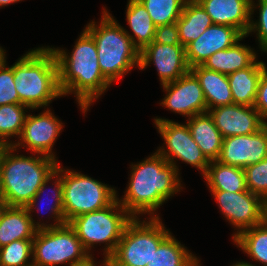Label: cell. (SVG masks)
I'll list each match as a JSON object with an SVG mask.
<instances>
[{
	"label": "cell",
	"instance_id": "1",
	"mask_svg": "<svg viewBox=\"0 0 267 266\" xmlns=\"http://www.w3.org/2000/svg\"><path fill=\"white\" fill-rule=\"evenodd\" d=\"M81 33L71 54L65 50L51 48L58 64L59 87L62 95L75 94L83 113L112 84L101 72L97 47L92 35Z\"/></svg>",
	"mask_w": 267,
	"mask_h": 266
},
{
	"label": "cell",
	"instance_id": "2",
	"mask_svg": "<svg viewBox=\"0 0 267 266\" xmlns=\"http://www.w3.org/2000/svg\"><path fill=\"white\" fill-rule=\"evenodd\" d=\"M131 168L128 188L119 203L133 218L143 213L159 218L154 215L156 209L182 188L176 167L156 151Z\"/></svg>",
	"mask_w": 267,
	"mask_h": 266
},
{
	"label": "cell",
	"instance_id": "3",
	"mask_svg": "<svg viewBox=\"0 0 267 266\" xmlns=\"http://www.w3.org/2000/svg\"><path fill=\"white\" fill-rule=\"evenodd\" d=\"M16 150L12 145L0 146V195L7 206L26 207L56 171L58 161L41 154L15 155Z\"/></svg>",
	"mask_w": 267,
	"mask_h": 266
},
{
	"label": "cell",
	"instance_id": "4",
	"mask_svg": "<svg viewBox=\"0 0 267 266\" xmlns=\"http://www.w3.org/2000/svg\"><path fill=\"white\" fill-rule=\"evenodd\" d=\"M13 77L20 102L32 110L63 96L56 56L49 46L32 49L19 58L13 64Z\"/></svg>",
	"mask_w": 267,
	"mask_h": 266
},
{
	"label": "cell",
	"instance_id": "5",
	"mask_svg": "<svg viewBox=\"0 0 267 266\" xmlns=\"http://www.w3.org/2000/svg\"><path fill=\"white\" fill-rule=\"evenodd\" d=\"M101 23L90 22L85 29L92 35L102 74L111 82L122 78L136 65L140 51L133 45L125 29L103 8Z\"/></svg>",
	"mask_w": 267,
	"mask_h": 266
},
{
	"label": "cell",
	"instance_id": "6",
	"mask_svg": "<svg viewBox=\"0 0 267 266\" xmlns=\"http://www.w3.org/2000/svg\"><path fill=\"white\" fill-rule=\"evenodd\" d=\"M132 219L117 198L103 209L74 217L68 224L89 254L94 244L105 243L104 257L109 258L115 252L126 225Z\"/></svg>",
	"mask_w": 267,
	"mask_h": 266
},
{
	"label": "cell",
	"instance_id": "7",
	"mask_svg": "<svg viewBox=\"0 0 267 266\" xmlns=\"http://www.w3.org/2000/svg\"><path fill=\"white\" fill-rule=\"evenodd\" d=\"M142 222L133 218L125 227L115 252L109 257L110 266H146L158 246L171 234L160 218Z\"/></svg>",
	"mask_w": 267,
	"mask_h": 266
},
{
	"label": "cell",
	"instance_id": "8",
	"mask_svg": "<svg viewBox=\"0 0 267 266\" xmlns=\"http://www.w3.org/2000/svg\"><path fill=\"white\" fill-rule=\"evenodd\" d=\"M56 171L62 177L63 210L67 223L74 217L103 209L118 198L114 188L80 172L62 169L59 164Z\"/></svg>",
	"mask_w": 267,
	"mask_h": 266
},
{
	"label": "cell",
	"instance_id": "9",
	"mask_svg": "<svg viewBox=\"0 0 267 266\" xmlns=\"http://www.w3.org/2000/svg\"><path fill=\"white\" fill-rule=\"evenodd\" d=\"M33 266H56L85 261L89 254L68 224L37 230L33 239Z\"/></svg>",
	"mask_w": 267,
	"mask_h": 266
},
{
	"label": "cell",
	"instance_id": "10",
	"mask_svg": "<svg viewBox=\"0 0 267 266\" xmlns=\"http://www.w3.org/2000/svg\"><path fill=\"white\" fill-rule=\"evenodd\" d=\"M156 128L164 139L167 150L160 147L157 152L164 157L168 163L178 166L174 159L182 160L191 166L199 169L205 175L210 161L202 153L197 143L192 138L188 125L179 124L169 119L154 118Z\"/></svg>",
	"mask_w": 267,
	"mask_h": 266
},
{
	"label": "cell",
	"instance_id": "11",
	"mask_svg": "<svg viewBox=\"0 0 267 266\" xmlns=\"http://www.w3.org/2000/svg\"><path fill=\"white\" fill-rule=\"evenodd\" d=\"M219 204L226 219L238 230L233 238L242 231L259 225L266 220V202L249 190L241 192L210 191Z\"/></svg>",
	"mask_w": 267,
	"mask_h": 266
},
{
	"label": "cell",
	"instance_id": "12",
	"mask_svg": "<svg viewBox=\"0 0 267 266\" xmlns=\"http://www.w3.org/2000/svg\"><path fill=\"white\" fill-rule=\"evenodd\" d=\"M50 111L44 110L37 116L27 115L19 136L20 142L19 140L17 143L13 142L12 147L16 149L20 145L21 147L26 145L28 151L56 159L52 147L62 130L63 123Z\"/></svg>",
	"mask_w": 267,
	"mask_h": 266
},
{
	"label": "cell",
	"instance_id": "13",
	"mask_svg": "<svg viewBox=\"0 0 267 266\" xmlns=\"http://www.w3.org/2000/svg\"><path fill=\"white\" fill-rule=\"evenodd\" d=\"M162 86L167 94L160 105L188 118L207 112L200 82L191 70L176 81Z\"/></svg>",
	"mask_w": 267,
	"mask_h": 266
},
{
	"label": "cell",
	"instance_id": "14",
	"mask_svg": "<svg viewBox=\"0 0 267 266\" xmlns=\"http://www.w3.org/2000/svg\"><path fill=\"white\" fill-rule=\"evenodd\" d=\"M267 157V124L257 133L223 138L220 163L246 168Z\"/></svg>",
	"mask_w": 267,
	"mask_h": 266
},
{
	"label": "cell",
	"instance_id": "15",
	"mask_svg": "<svg viewBox=\"0 0 267 266\" xmlns=\"http://www.w3.org/2000/svg\"><path fill=\"white\" fill-rule=\"evenodd\" d=\"M152 61L161 85L176 81L190 70L186 61L185 47L182 45H166L152 41L140 51L139 69H145Z\"/></svg>",
	"mask_w": 267,
	"mask_h": 266
},
{
	"label": "cell",
	"instance_id": "16",
	"mask_svg": "<svg viewBox=\"0 0 267 266\" xmlns=\"http://www.w3.org/2000/svg\"><path fill=\"white\" fill-rule=\"evenodd\" d=\"M208 113L223 138L257 133L267 124L254 106L231 104L211 108Z\"/></svg>",
	"mask_w": 267,
	"mask_h": 266
},
{
	"label": "cell",
	"instance_id": "17",
	"mask_svg": "<svg viewBox=\"0 0 267 266\" xmlns=\"http://www.w3.org/2000/svg\"><path fill=\"white\" fill-rule=\"evenodd\" d=\"M245 37L247 35L244 36L234 27L218 24L209 26L185 48L189 68L202 65L215 52L225 50Z\"/></svg>",
	"mask_w": 267,
	"mask_h": 266
},
{
	"label": "cell",
	"instance_id": "18",
	"mask_svg": "<svg viewBox=\"0 0 267 266\" xmlns=\"http://www.w3.org/2000/svg\"><path fill=\"white\" fill-rule=\"evenodd\" d=\"M214 24L238 29L244 36L251 23L252 0H197Z\"/></svg>",
	"mask_w": 267,
	"mask_h": 266
},
{
	"label": "cell",
	"instance_id": "19",
	"mask_svg": "<svg viewBox=\"0 0 267 266\" xmlns=\"http://www.w3.org/2000/svg\"><path fill=\"white\" fill-rule=\"evenodd\" d=\"M52 224L35 222L26 207L7 206L0 216V248L16 240L34 239L37 230Z\"/></svg>",
	"mask_w": 267,
	"mask_h": 266
},
{
	"label": "cell",
	"instance_id": "20",
	"mask_svg": "<svg viewBox=\"0 0 267 266\" xmlns=\"http://www.w3.org/2000/svg\"><path fill=\"white\" fill-rule=\"evenodd\" d=\"M187 121L192 138L205 157L209 161L217 160L221 152L223 137L211 115L208 112L200 113L188 118Z\"/></svg>",
	"mask_w": 267,
	"mask_h": 266
},
{
	"label": "cell",
	"instance_id": "21",
	"mask_svg": "<svg viewBox=\"0 0 267 266\" xmlns=\"http://www.w3.org/2000/svg\"><path fill=\"white\" fill-rule=\"evenodd\" d=\"M265 67L264 62L256 60L251 66L227 75L233 104L254 106L259 80Z\"/></svg>",
	"mask_w": 267,
	"mask_h": 266
},
{
	"label": "cell",
	"instance_id": "22",
	"mask_svg": "<svg viewBox=\"0 0 267 266\" xmlns=\"http://www.w3.org/2000/svg\"><path fill=\"white\" fill-rule=\"evenodd\" d=\"M190 70L200 82L207 104V112L211 108L233 104L227 75L208 70L201 65L194 66Z\"/></svg>",
	"mask_w": 267,
	"mask_h": 266
},
{
	"label": "cell",
	"instance_id": "23",
	"mask_svg": "<svg viewBox=\"0 0 267 266\" xmlns=\"http://www.w3.org/2000/svg\"><path fill=\"white\" fill-rule=\"evenodd\" d=\"M256 53L251 47L236 42L233 46L215 52L201 65L204 68L225 75L251 66L256 60Z\"/></svg>",
	"mask_w": 267,
	"mask_h": 266
},
{
	"label": "cell",
	"instance_id": "24",
	"mask_svg": "<svg viewBox=\"0 0 267 266\" xmlns=\"http://www.w3.org/2000/svg\"><path fill=\"white\" fill-rule=\"evenodd\" d=\"M176 24L180 43L186 48L214 23L197 0H187Z\"/></svg>",
	"mask_w": 267,
	"mask_h": 266
},
{
	"label": "cell",
	"instance_id": "25",
	"mask_svg": "<svg viewBox=\"0 0 267 266\" xmlns=\"http://www.w3.org/2000/svg\"><path fill=\"white\" fill-rule=\"evenodd\" d=\"M210 191H247L244 169L226 165L217 160L210 161L204 175Z\"/></svg>",
	"mask_w": 267,
	"mask_h": 266
},
{
	"label": "cell",
	"instance_id": "26",
	"mask_svg": "<svg viewBox=\"0 0 267 266\" xmlns=\"http://www.w3.org/2000/svg\"><path fill=\"white\" fill-rule=\"evenodd\" d=\"M126 19L134 35L128 33L133 45L142 51L154 40L156 26L146 8L138 0H128ZM135 37V38H134Z\"/></svg>",
	"mask_w": 267,
	"mask_h": 266
},
{
	"label": "cell",
	"instance_id": "27",
	"mask_svg": "<svg viewBox=\"0 0 267 266\" xmlns=\"http://www.w3.org/2000/svg\"><path fill=\"white\" fill-rule=\"evenodd\" d=\"M194 254L170 234L154 252L146 266H200Z\"/></svg>",
	"mask_w": 267,
	"mask_h": 266
},
{
	"label": "cell",
	"instance_id": "28",
	"mask_svg": "<svg viewBox=\"0 0 267 266\" xmlns=\"http://www.w3.org/2000/svg\"><path fill=\"white\" fill-rule=\"evenodd\" d=\"M233 240L253 260L267 266V220L242 231Z\"/></svg>",
	"mask_w": 267,
	"mask_h": 266
},
{
	"label": "cell",
	"instance_id": "29",
	"mask_svg": "<svg viewBox=\"0 0 267 266\" xmlns=\"http://www.w3.org/2000/svg\"><path fill=\"white\" fill-rule=\"evenodd\" d=\"M24 104H5L0 106V146L12 145L8 137L21 135L27 112ZM25 111V112H24Z\"/></svg>",
	"mask_w": 267,
	"mask_h": 266
},
{
	"label": "cell",
	"instance_id": "30",
	"mask_svg": "<svg viewBox=\"0 0 267 266\" xmlns=\"http://www.w3.org/2000/svg\"><path fill=\"white\" fill-rule=\"evenodd\" d=\"M156 27L177 22L187 0H138Z\"/></svg>",
	"mask_w": 267,
	"mask_h": 266
},
{
	"label": "cell",
	"instance_id": "31",
	"mask_svg": "<svg viewBox=\"0 0 267 266\" xmlns=\"http://www.w3.org/2000/svg\"><path fill=\"white\" fill-rule=\"evenodd\" d=\"M53 178H56L57 180L55 179V182H54L55 189L52 190L53 191V194H54V198H52V199H54V200H53V203H51V201H50V204H52V205L50 206V209L49 210L51 211L52 215L54 216L53 218H55L54 221H56V223H54L52 225V227H57V226H61V225H64V224L67 223L66 222V219L64 217V210H63V183H62V177H61V175L57 171H55L41 185V187L38 189L37 193L32 198V200L29 202V204L26 206V208L28 210V213H31V212H33V210L35 209V207L37 208L39 206V204L37 203V202H39L38 199L41 197V195H43V193H44V191L46 189V186H47L48 182H50L51 179L53 180ZM42 202H43V200H42ZM36 203H37L38 206L36 205ZM39 207L37 209H39V210L40 209H43L42 207L41 208H39Z\"/></svg>",
	"mask_w": 267,
	"mask_h": 266
},
{
	"label": "cell",
	"instance_id": "32",
	"mask_svg": "<svg viewBox=\"0 0 267 266\" xmlns=\"http://www.w3.org/2000/svg\"><path fill=\"white\" fill-rule=\"evenodd\" d=\"M33 239L16 240L0 248V266H33Z\"/></svg>",
	"mask_w": 267,
	"mask_h": 266
},
{
	"label": "cell",
	"instance_id": "33",
	"mask_svg": "<svg viewBox=\"0 0 267 266\" xmlns=\"http://www.w3.org/2000/svg\"><path fill=\"white\" fill-rule=\"evenodd\" d=\"M247 189L267 202V157L244 168Z\"/></svg>",
	"mask_w": 267,
	"mask_h": 266
},
{
	"label": "cell",
	"instance_id": "34",
	"mask_svg": "<svg viewBox=\"0 0 267 266\" xmlns=\"http://www.w3.org/2000/svg\"><path fill=\"white\" fill-rule=\"evenodd\" d=\"M5 104H22L15 89L13 65L6 67V61L0 65V106Z\"/></svg>",
	"mask_w": 267,
	"mask_h": 266
},
{
	"label": "cell",
	"instance_id": "35",
	"mask_svg": "<svg viewBox=\"0 0 267 266\" xmlns=\"http://www.w3.org/2000/svg\"><path fill=\"white\" fill-rule=\"evenodd\" d=\"M258 2L257 5H255L253 0L251 2V14H253L255 8L258 6L260 16L258 22L256 21L254 23V21L251 20L247 35L252 31L257 32L256 35L260 49L267 53V0H258Z\"/></svg>",
	"mask_w": 267,
	"mask_h": 266
},
{
	"label": "cell",
	"instance_id": "36",
	"mask_svg": "<svg viewBox=\"0 0 267 266\" xmlns=\"http://www.w3.org/2000/svg\"><path fill=\"white\" fill-rule=\"evenodd\" d=\"M153 42L166 45H181L176 22L156 27Z\"/></svg>",
	"mask_w": 267,
	"mask_h": 266
},
{
	"label": "cell",
	"instance_id": "37",
	"mask_svg": "<svg viewBox=\"0 0 267 266\" xmlns=\"http://www.w3.org/2000/svg\"><path fill=\"white\" fill-rule=\"evenodd\" d=\"M254 107L259 112L261 118L265 121L267 119V67H265V70L259 80Z\"/></svg>",
	"mask_w": 267,
	"mask_h": 266
},
{
	"label": "cell",
	"instance_id": "38",
	"mask_svg": "<svg viewBox=\"0 0 267 266\" xmlns=\"http://www.w3.org/2000/svg\"><path fill=\"white\" fill-rule=\"evenodd\" d=\"M93 258L94 257L91 255L85 261L76 263L72 266H97L96 263H94L95 261L93 260ZM103 261L104 262L101 266H110L109 258L105 257Z\"/></svg>",
	"mask_w": 267,
	"mask_h": 266
},
{
	"label": "cell",
	"instance_id": "39",
	"mask_svg": "<svg viewBox=\"0 0 267 266\" xmlns=\"http://www.w3.org/2000/svg\"><path fill=\"white\" fill-rule=\"evenodd\" d=\"M19 1H22V0H0V7H3V6L5 7L8 4H12L15 2H19Z\"/></svg>",
	"mask_w": 267,
	"mask_h": 266
},
{
	"label": "cell",
	"instance_id": "40",
	"mask_svg": "<svg viewBox=\"0 0 267 266\" xmlns=\"http://www.w3.org/2000/svg\"><path fill=\"white\" fill-rule=\"evenodd\" d=\"M6 207H7V204L5 202V199L0 195V216Z\"/></svg>",
	"mask_w": 267,
	"mask_h": 266
},
{
	"label": "cell",
	"instance_id": "41",
	"mask_svg": "<svg viewBox=\"0 0 267 266\" xmlns=\"http://www.w3.org/2000/svg\"><path fill=\"white\" fill-rule=\"evenodd\" d=\"M5 55V50L0 47V65H2L6 61Z\"/></svg>",
	"mask_w": 267,
	"mask_h": 266
},
{
	"label": "cell",
	"instance_id": "42",
	"mask_svg": "<svg viewBox=\"0 0 267 266\" xmlns=\"http://www.w3.org/2000/svg\"><path fill=\"white\" fill-rule=\"evenodd\" d=\"M232 266H254L248 262L242 261V262H237L235 264H233Z\"/></svg>",
	"mask_w": 267,
	"mask_h": 266
},
{
	"label": "cell",
	"instance_id": "43",
	"mask_svg": "<svg viewBox=\"0 0 267 266\" xmlns=\"http://www.w3.org/2000/svg\"><path fill=\"white\" fill-rule=\"evenodd\" d=\"M266 220H267V202H266Z\"/></svg>",
	"mask_w": 267,
	"mask_h": 266
}]
</instances>
